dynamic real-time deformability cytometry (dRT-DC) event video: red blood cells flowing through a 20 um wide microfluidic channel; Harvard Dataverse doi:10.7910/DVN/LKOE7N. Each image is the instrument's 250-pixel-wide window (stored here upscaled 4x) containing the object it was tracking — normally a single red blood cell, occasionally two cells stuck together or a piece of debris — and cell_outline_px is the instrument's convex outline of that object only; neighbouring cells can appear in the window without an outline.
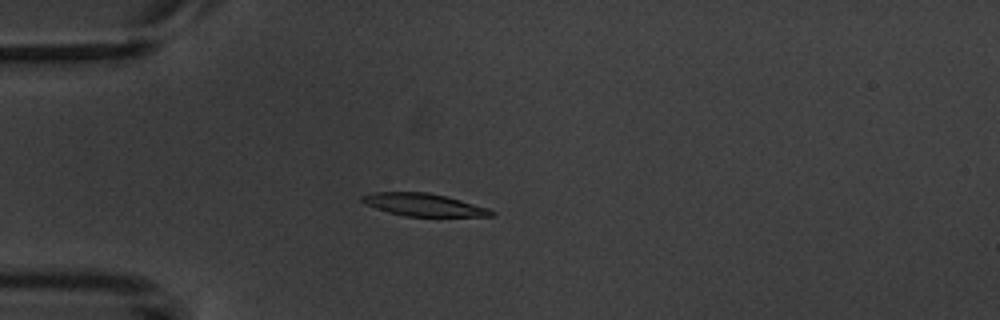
{"species": "common noctule bat (a hibernating species)", "species_latin": "Nyctalus noctula", "temperature_condition": "warm", "stored_images_in_passage": 5, "camera_frame_rate_fps": 3000, "um_per_image_px": 0.085, "animal": {"sex": "male", "body_mass_g": 20.1, "forearm_length_mm": 53.5}, "frame": {"image": 1, "passage_image": 3, "time_ms": 2.333, "image_size_px": [1000, 320], "cell_outline_px": [[496, 216], [404, 216], [388, 212], [364, 204], [360, 200], [360, 196], [372, 192], [428, 192], [460, 200], [488, 208], [496, 212]], "centroid_in_image_um": [35.97, 17.4], "position_along_channel_um": 49.0, "area_um2": 16.99}}